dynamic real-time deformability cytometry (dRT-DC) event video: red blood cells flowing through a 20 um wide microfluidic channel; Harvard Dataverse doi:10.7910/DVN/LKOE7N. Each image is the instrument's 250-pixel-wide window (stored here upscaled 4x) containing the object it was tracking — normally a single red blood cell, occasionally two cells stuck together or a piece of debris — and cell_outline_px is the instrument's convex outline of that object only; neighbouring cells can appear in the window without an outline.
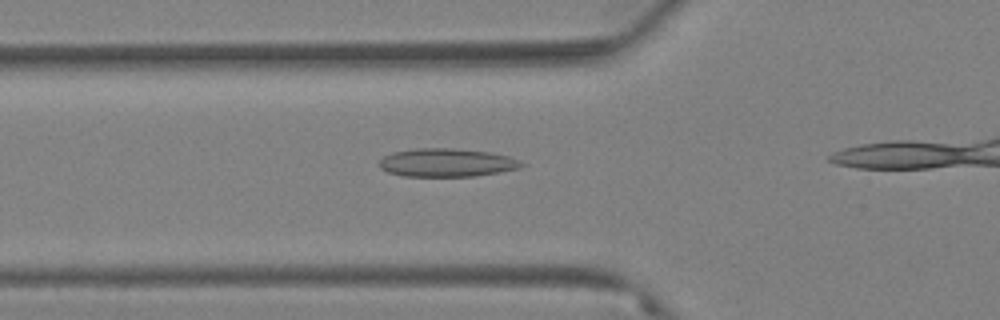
{"species": "Egyptian fruit bat (a non-hibernating species)", "species_latin": "Rousettus aegyptiacus", "temperature_condition": "warm", "stored_images_in_passage": 18, "camera_frame_rate_fps": 3000, "um_per_image_px": 0.085, "animal": {"sex": "female"}, "frame": {"image": 1, "passage_image": 9, "time_ms": 2.667, "image_size_px": [1000, 320], "cell_outline_px": [[524, 164], [520, 168], [472, 176], [404, 176], [388, 172], [380, 168], [380, 160], [384, 156], [392, 152], [416, 148], [452, 148], [492, 152], [508, 156]], "centroid_in_image_um": [37.93, 13.81], "position_along_channel_um": 87.9, "area_um2": 23.24}}
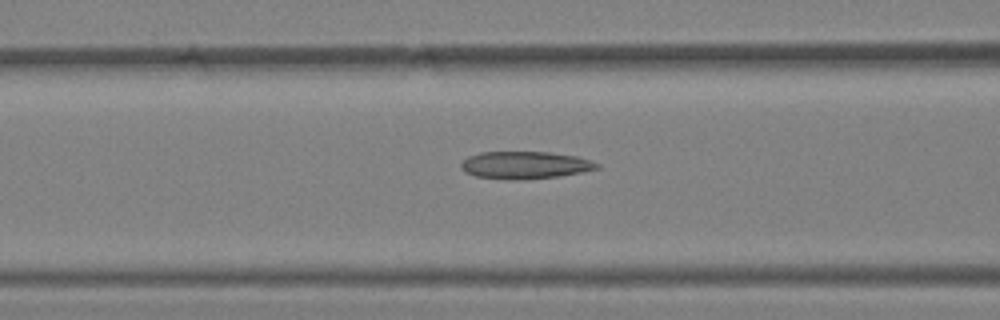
{"frame": {"image": 2, "passage_image": 12, "time_ms": 3.667, "image_size_px": [1000, 320], "cell_outline_px": [[600, 168], [560, 176], [524, 180], [508, 180], [476, 176], [464, 172], [460, 168], [460, 164], [468, 156], [480, 152], [548, 152], [576, 156], [600, 164]], "centroid_in_image_um": [44.59, 14.04], "position_along_channel_um": 122.0, "area_um2": 21.79}}
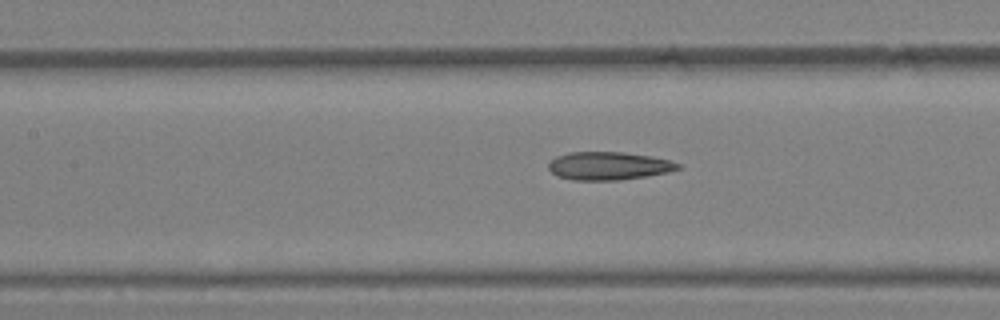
{"frame": {"image": 3, "passage_image": 15, "time_ms": 4.667, "image_size_px": [1000, 320], "cell_outline_px": [[684, 168], [668, 172], [648, 176], [620, 180], [572, 180], [556, 176], [548, 168], [548, 164], [556, 156], [568, 152], [624, 152], [652, 156], [672, 160], [680, 164]], "centroid_in_image_um": [51.78, 14.1], "position_along_channel_um": 155.6, "area_um2": 21.5}}